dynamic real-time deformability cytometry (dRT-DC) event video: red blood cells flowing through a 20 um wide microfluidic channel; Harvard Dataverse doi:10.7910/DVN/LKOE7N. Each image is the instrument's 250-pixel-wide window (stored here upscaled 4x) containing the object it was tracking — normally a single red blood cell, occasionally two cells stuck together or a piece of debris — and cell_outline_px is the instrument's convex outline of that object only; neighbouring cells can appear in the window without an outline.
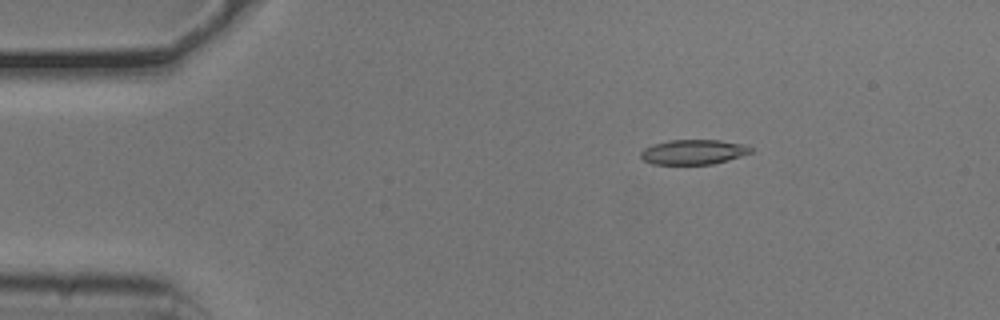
{"species": "common noctule bat (a hibernating species)", "species_latin": "Nyctalus noctula", "temperature_condition": "cold", "stored_images_in_passage": 53, "camera_frame_rate_fps": 3000, "um_per_image_px": 0.085, "animal": {"sex": "male", "body_mass_g": 20.5, "forearm_length_mm": 52.5}, "frame": {"image": 1, "passage_image": 9, "time_ms": 2.667, "image_size_px": [1000, 320], "cell_outline_px": [[752, 152], [728, 160], [712, 164], [652, 164], [644, 160], [640, 156], [640, 152], [644, 148], [652, 144], [668, 140], [720, 140], [744, 144], [752, 148]], "centroid_in_image_um": [58.92, 12.91], "position_along_channel_um": 26.1, "area_um2": 15.95}}
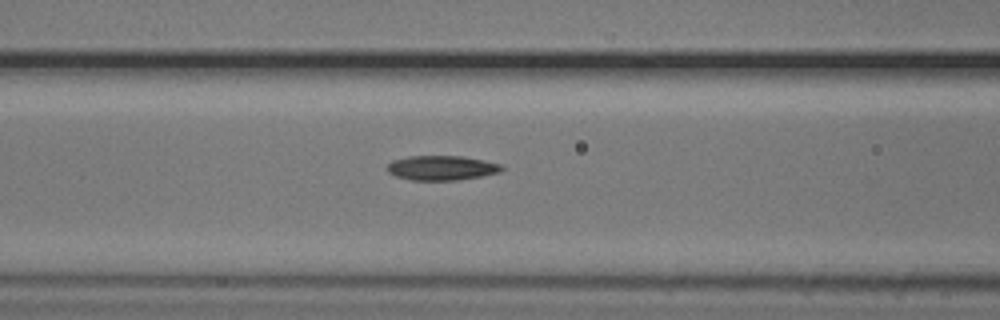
{"frame": {"image": 2, "passage_image": 22, "time_ms": 7.0, "image_size_px": [1000, 320], "cell_outline_px": [[504, 168], [500, 172], [460, 180], [412, 180], [396, 176], [388, 172], [384, 168], [392, 160], [408, 156], [464, 156], [504, 164]], "centroid_in_image_um": [37.54, 14.26], "position_along_channel_um": 129.1, "area_um2": 16.65}}
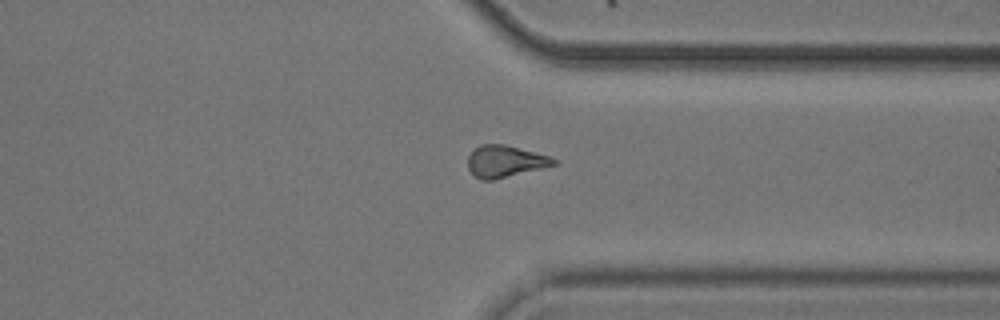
{"frame": {"image": 3, "passage_image": 41, "time_ms": 13.333, "image_size_px": [1000, 320], "cell_outline_px": [[556, 164], [492, 180], [480, 180], [468, 168], [468, 156], [472, 148], [480, 144], [504, 144], [548, 156], [556, 160]], "centroid_in_image_um": [42.85, 13.7], "position_along_channel_um": 368.5, "area_um2": 15.61}, "authors_computed_cell_mechanics": {"area_um2": 16.3574, "velocity_mm_per_s": 3.7931, "shape_relaxation_time_tau1_ms": 6.6841, "shape_relaxation_time_tau2_ms": 7.0864, "deformation_change_tau1": 0.1534, "deformation_change_tau2": 0.1579}}